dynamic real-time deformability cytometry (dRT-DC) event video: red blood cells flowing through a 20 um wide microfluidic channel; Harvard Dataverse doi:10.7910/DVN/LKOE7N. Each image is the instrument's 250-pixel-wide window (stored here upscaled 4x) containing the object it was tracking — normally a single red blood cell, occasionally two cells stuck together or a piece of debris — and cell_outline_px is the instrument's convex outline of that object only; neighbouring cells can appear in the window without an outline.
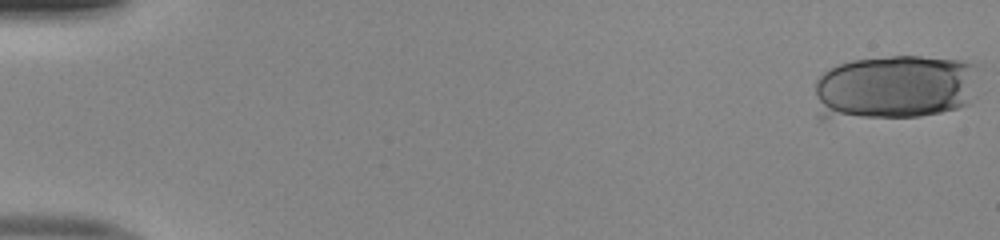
{"species": "human", "species_latin": "Homo sapiens", "temperature_condition": "room temperature", "stored_images_in_passage": 20, "camera_frame_rate_fps": 3000, "um_per_image_px": 0.085, "donor": {"sex": "male"}, "frame": {"image": 1, "passage_image": 1, "time_ms": 0.0, "image_size_px": [1000, 240], "cell_outline_px": [[980, 64], [976, 96], [972, 104], [940, 112], [920, 116], [820, 120], [816, 120], [816, 80], [828, 68], [852, 60], [892, 56], [920, 56], [964, 60]], "centroid_in_image_um": [76.09, 7.43], "position_along_channel_um": 8.9, "area_um2": 64.16}}
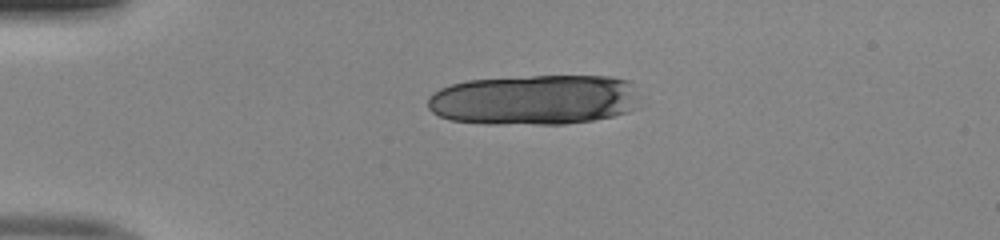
{"frame": {"image": 2, "passage_image": 13, "time_ms": 4.0, "image_size_px": [1000, 240], "cell_outline_px": [[636, 108], [628, 112], [612, 116], [592, 120], [564, 124], [484, 124], [452, 120], [440, 116], [432, 112], [428, 108], [428, 96], [432, 92], [440, 88], [452, 84], [468, 80], [532, 76], [612, 76], [628, 80], [632, 92]], "centroid_in_image_um": [45.34, 8.49], "position_along_channel_um": 39.7, "area_um2": 61.9}}